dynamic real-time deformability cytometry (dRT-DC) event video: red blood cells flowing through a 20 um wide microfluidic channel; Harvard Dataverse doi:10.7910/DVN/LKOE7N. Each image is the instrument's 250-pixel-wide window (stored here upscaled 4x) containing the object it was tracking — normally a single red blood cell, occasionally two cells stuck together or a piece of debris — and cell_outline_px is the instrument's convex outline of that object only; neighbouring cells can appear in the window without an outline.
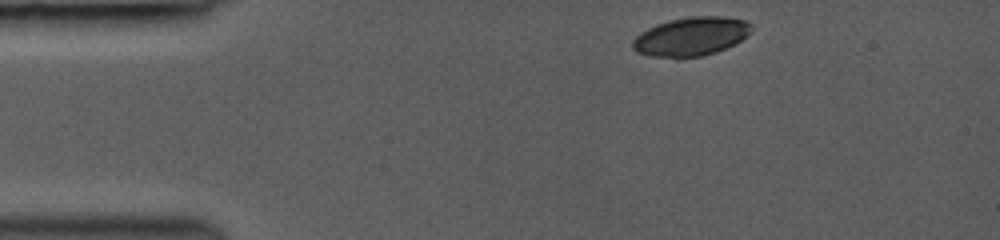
{"species": "common noctule bat (a hibernating species)", "species_latin": "Nyctalus noctula", "temperature_condition": "room temperature", "stored_images_in_passage": 24, "camera_frame_rate_fps": 3000, "um_per_image_px": 0.085, "animal": {"sex": "female", "body_mass_g": 19.0, "forearm_length_mm": 53.3}, "frame": {"image": 1, "passage_image": 1, "time_ms": 0.0, "image_size_px": [1000, 240], "cell_outline_px": [[752, 32], [740, 40], [716, 52], [704, 56], [648, 56], [636, 52], [632, 48], [632, 40], [640, 32], [656, 24], [668, 20], [688, 16], [724, 16], [744, 20], [752, 24]], "centroid_in_image_um": [58.73, 3.07], "position_along_channel_um": 26.3, "area_um2": 26.7}}
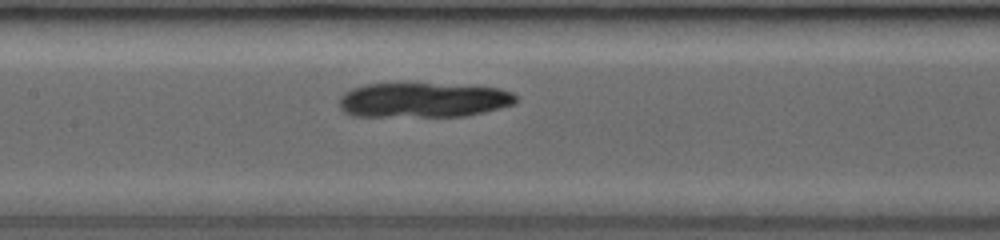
{"frame": {"image": 2, "passage_image": 7, "time_ms": 5.0, "image_size_px": [1000, 240], "cell_outline_px": [[516, 104], [484, 112], [464, 116], [352, 116], [344, 112], [340, 108], [340, 96], [344, 92], [352, 88], [364, 84], [476, 84], [500, 88], [512, 92], [516, 96]], "centroid_in_image_um": [36.03, 8.49], "position_along_channel_um": 171.4, "area_um2": 36.3}}
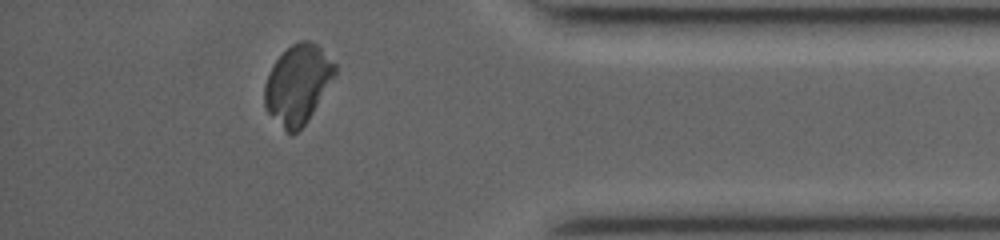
{"frame": {"image": 3, "passage_image": 21, "time_ms": 11.0, "image_size_px": [1000, 240], "cell_outline_px": [[336, 76], [308, 120], [292, 136], [264, 108], [264, 84], [272, 64], [292, 44], [300, 40], [308, 40], [316, 44], [336, 64]], "centroid_in_image_um": [25.31, 7.15], "position_along_channel_um": 409.9, "area_um2": 32.25}}